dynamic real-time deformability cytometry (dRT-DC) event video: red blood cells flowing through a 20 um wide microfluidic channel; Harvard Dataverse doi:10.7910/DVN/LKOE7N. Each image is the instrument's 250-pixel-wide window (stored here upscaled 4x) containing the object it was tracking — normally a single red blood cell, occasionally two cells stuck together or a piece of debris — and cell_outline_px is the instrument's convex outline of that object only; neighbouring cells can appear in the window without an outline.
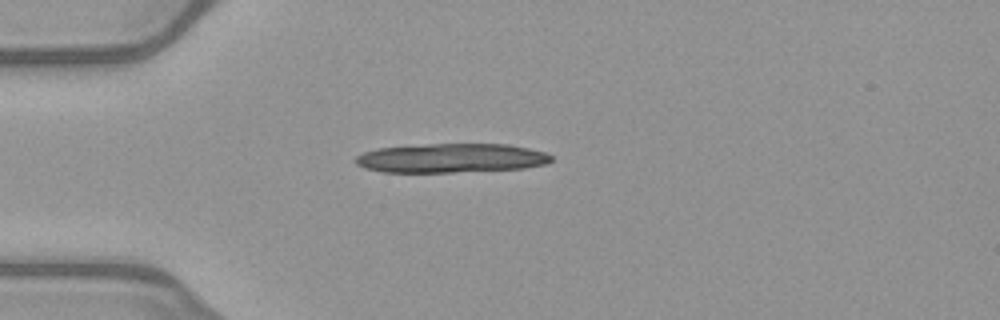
{"species": "common noctule bat (a hibernating species)", "species_latin": "Nyctalus noctula", "temperature_condition": "warm", "stored_images_in_passage": 6, "camera_frame_rate_fps": 3000, "um_per_image_px": 0.085, "animal": {"sex": "female", "body_mass_g": 21.9}, "frame": {"image": 1, "passage_image": 1, "time_ms": 0.0, "image_size_px": [1000, 320], "cell_outline_px": [[552, 160], [548, 164], [524, 168], [452, 172], [384, 172], [364, 168], [356, 164], [356, 156], [364, 152], [376, 148], [428, 144], [508, 144], [528, 148], [544, 152], [552, 156]], "centroid_in_image_um": [38.35, 13.44], "position_along_channel_um": 46.6, "area_um2": 33.23}}